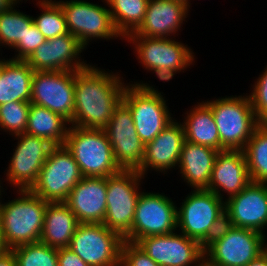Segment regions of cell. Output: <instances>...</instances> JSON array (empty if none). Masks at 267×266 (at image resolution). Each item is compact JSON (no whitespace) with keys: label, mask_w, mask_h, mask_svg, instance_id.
<instances>
[{"label":"cell","mask_w":267,"mask_h":266,"mask_svg":"<svg viewBox=\"0 0 267 266\" xmlns=\"http://www.w3.org/2000/svg\"><path fill=\"white\" fill-rule=\"evenodd\" d=\"M69 121L58 113L33 104L30 105L25 132L47 139L53 145H64L69 130Z\"/></svg>","instance_id":"83f0119b"},{"label":"cell","mask_w":267,"mask_h":266,"mask_svg":"<svg viewBox=\"0 0 267 266\" xmlns=\"http://www.w3.org/2000/svg\"><path fill=\"white\" fill-rule=\"evenodd\" d=\"M82 178L71 152L65 145H54L30 190L46 202H65Z\"/></svg>","instance_id":"30bf717a"},{"label":"cell","mask_w":267,"mask_h":266,"mask_svg":"<svg viewBox=\"0 0 267 266\" xmlns=\"http://www.w3.org/2000/svg\"><path fill=\"white\" fill-rule=\"evenodd\" d=\"M0 266H17L12 250L6 249L0 254Z\"/></svg>","instance_id":"f35d334b"},{"label":"cell","mask_w":267,"mask_h":266,"mask_svg":"<svg viewBox=\"0 0 267 266\" xmlns=\"http://www.w3.org/2000/svg\"><path fill=\"white\" fill-rule=\"evenodd\" d=\"M246 266H267V250Z\"/></svg>","instance_id":"ab89813d"},{"label":"cell","mask_w":267,"mask_h":266,"mask_svg":"<svg viewBox=\"0 0 267 266\" xmlns=\"http://www.w3.org/2000/svg\"><path fill=\"white\" fill-rule=\"evenodd\" d=\"M38 3L42 13L33 17V22L47 40L69 33L64 12L56 0H39Z\"/></svg>","instance_id":"4dcf8cb0"},{"label":"cell","mask_w":267,"mask_h":266,"mask_svg":"<svg viewBox=\"0 0 267 266\" xmlns=\"http://www.w3.org/2000/svg\"><path fill=\"white\" fill-rule=\"evenodd\" d=\"M30 102H7L0 105V129L11 135L24 133L27 127Z\"/></svg>","instance_id":"836d02e7"},{"label":"cell","mask_w":267,"mask_h":266,"mask_svg":"<svg viewBox=\"0 0 267 266\" xmlns=\"http://www.w3.org/2000/svg\"><path fill=\"white\" fill-rule=\"evenodd\" d=\"M136 244L159 266H190L204 260V247L182 233L147 236Z\"/></svg>","instance_id":"e0dca14e"},{"label":"cell","mask_w":267,"mask_h":266,"mask_svg":"<svg viewBox=\"0 0 267 266\" xmlns=\"http://www.w3.org/2000/svg\"><path fill=\"white\" fill-rule=\"evenodd\" d=\"M124 238L103 223H80L68 246L89 266H121Z\"/></svg>","instance_id":"8fae6325"},{"label":"cell","mask_w":267,"mask_h":266,"mask_svg":"<svg viewBox=\"0 0 267 266\" xmlns=\"http://www.w3.org/2000/svg\"><path fill=\"white\" fill-rule=\"evenodd\" d=\"M251 181L267 183V126L261 123L243 150Z\"/></svg>","instance_id":"f546056e"},{"label":"cell","mask_w":267,"mask_h":266,"mask_svg":"<svg viewBox=\"0 0 267 266\" xmlns=\"http://www.w3.org/2000/svg\"><path fill=\"white\" fill-rule=\"evenodd\" d=\"M250 182L251 178L243 151L222 150L217 153L209 182V191L223 199L222 191L227 193L229 198L240 193Z\"/></svg>","instance_id":"7402d4cb"},{"label":"cell","mask_w":267,"mask_h":266,"mask_svg":"<svg viewBox=\"0 0 267 266\" xmlns=\"http://www.w3.org/2000/svg\"><path fill=\"white\" fill-rule=\"evenodd\" d=\"M17 266H58V249L35 242L11 249Z\"/></svg>","instance_id":"d6a6232c"},{"label":"cell","mask_w":267,"mask_h":266,"mask_svg":"<svg viewBox=\"0 0 267 266\" xmlns=\"http://www.w3.org/2000/svg\"><path fill=\"white\" fill-rule=\"evenodd\" d=\"M265 242V234L225 223L204 246V259L213 266H246L267 250Z\"/></svg>","instance_id":"5b68a950"},{"label":"cell","mask_w":267,"mask_h":266,"mask_svg":"<svg viewBox=\"0 0 267 266\" xmlns=\"http://www.w3.org/2000/svg\"><path fill=\"white\" fill-rule=\"evenodd\" d=\"M15 136L19 140L10 159L6 180L19 190H30L37 182L39 172L54 145L47 139L26 132Z\"/></svg>","instance_id":"9a60e30c"},{"label":"cell","mask_w":267,"mask_h":266,"mask_svg":"<svg viewBox=\"0 0 267 266\" xmlns=\"http://www.w3.org/2000/svg\"><path fill=\"white\" fill-rule=\"evenodd\" d=\"M0 13V46L13 48L19 41H23L24 34L33 23V17L14 9Z\"/></svg>","instance_id":"1f68e13d"},{"label":"cell","mask_w":267,"mask_h":266,"mask_svg":"<svg viewBox=\"0 0 267 266\" xmlns=\"http://www.w3.org/2000/svg\"><path fill=\"white\" fill-rule=\"evenodd\" d=\"M125 39L135 44L139 63H142L146 70L154 71L161 81L171 80L177 72L194 62L192 49L169 37H144L130 33Z\"/></svg>","instance_id":"ba28073f"},{"label":"cell","mask_w":267,"mask_h":266,"mask_svg":"<svg viewBox=\"0 0 267 266\" xmlns=\"http://www.w3.org/2000/svg\"><path fill=\"white\" fill-rule=\"evenodd\" d=\"M64 145L83 177H108L122 170L114 159L112 145L104 129L71 125Z\"/></svg>","instance_id":"277c9868"},{"label":"cell","mask_w":267,"mask_h":266,"mask_svg":"<svg viewBox=\"0 0 267 266\" xmlns=\"http://www.w3.org/2000/svg\"><path fill=\"white\" fill-rule=\"evenodd\" d=\"M122 102L130 109L137 134L145 145L173 121L163 95L143 81L126 85Z\"/></svg>","instance_id":"52a82bcc"},{"label":"cell","mask_w":267,"mask_h":266,"mask_svg":"<svg viewBox=\"0 0 267 266\" xmlns=\"http://www.w3.org/2000/svg\"><path fill=\"white\" fill-rule=\"evenodd\" d=\"M214 148L184 141L178 162L180 174L194 190L209 189L216 155Z\"/></svg>","instance_id":"cb8c5ba5"},{"label":"cell","mask_w":267,"mask_h":266,"mask_svg":"<svg viewBox=\"0 0 267 266\" xmlns=\"http://www.w3.org/2000/svg\"><path fill=\"white\" fill-rule=\"evenodd\" d=\"M47 39L39 31L37 26L32 23L30 29L26 30L23 41H19L13 49L18 52L12 59L26 61L33 52Z\"/></svg>","instance_id":"d590c367"},{"label":"cell","mask_w":267,"mask_h":266,"mask_svg":"<svg viewBox=\"0 0 267 266\" xmlns=\"http://www.w3.org/2000/svg\"><path fill=\"white\" fill-rule=\"evenodd\" d=\"M245 96L205 101L211 107L222 150L243 151L255 129L261 124L256 118L249 96Z\"/></svg>","instance_id":"8992f818"},{"label":"cell","mask_w":267,"mask_h":266,"mask_svg":"<svg viewBox=\"0 0 267 266\" xmlns=\"http://www.w3.org/2000/svg\"><path fill=\"white\" fill-rule=\"evenodd\" d=\"M19 0H0V13L9 10L13 5H17Z\"/></svg>","instance_id":"60d3db41"},{"label":"cell","mask_w":267,"mask_h":266,"mask_svg":"<svg viewBox=\"0 0 267 266\" xmlns=\"http://www.w3.org/2000/svg\"><path fill=\"white\" fill-rule=\"evenodd\" d=\"M17 199L0 200V231L6 249L40 241L48 202L31 190L17 189Z\"/></svg>","instance_id":"7a4b0ae2"},{"label":"cell","mask_w":267,"mask_h":266,"mask_svg":"<svg viewBox=\"0 0 267 266\" xmlns=\"http://www.w3.org/2000/svg\"><path fill=\"white\" fill-rule=\"evenodd\" d=\"M85 47L70 33L41 44L26 63L34 71H79L89 64L79 59Z\"/></svg>","instance_id":"d6986e66"},{"label":"cell","mask_w":267,"mask_h":266,"mask_svg":"<svg viewBox=\"0 0 267 266\" xmlns=\"http://www.w3.org/2000/svg\"><path fill=\"white\" fill-rule=\"evenodd\" d=\"M111 73L90 64L75 71L74 113L69 125L93 129L107 126L126 85L119 74Z\"/></svg>","instance_id":"6da1fadb"},{"label":"cell","mask_w":267,"mask_h":266,"mask_svg":"<svg viewBox=\"0 0 267 266\" xmlns=\"http://www.w3.org/2000/svg\"><path fill=\"white\" fill-rule=\"evenodd\" d=\"M185 141L183 125L176 120L167 125L151 142L145 145V154L138 172L145 178L147 170L168 172L178 166ZM149 168V169H148Z\"/></svg>","instance_id":"44dd1931"},{"label":"cell","mask_w":267,"mask_h":266,"mask_svg":"<svg viewBox=\"0 0 267 266\" xmlns=\"http://www.w3.org/2000/svg\"><path fill=\"white\" fill-rule=\"evenodd\" d=\"M121 266H159L136 243L124 241L121 248Z\"/></svg>","instance_id":"8d00e7d4"},{"label":"cell","mask_w":267,"mask_h":266,"mask_svg":"<svg viewBox=\"0 0 267 266\" xmlns=\"http://www.w3.org/2000/svg\"><path fill=\"white\" fill-rule=\"evenodd\" d=\"M1 72H2V60L0 59V76H1Z\"/></svg>","instance_id":"f6af8a7d"},{"label":"cell","mask_w":267,"mask_h":266,"mask_svg":"<svg viewBox=\"0 0 267 266\" xmlns=\"http://www.w3.org/2000/svg\"><path fill=\"white\" fill-rule=\"evenodd\" d=\"M61 6L68 32L86 48L94 39L122 37L116 30L108 8L82 0L57 1Z\"/></svg>","instance_id":"4fadbf2b"},{"label":"cell","mask_w":267,"mask_h":266,"mask_svg":"<svg viewBox=\"0 0 267 266\" xmlns=\"http://www.w3.org/2000/svg\"><path fill=\"white\" fill-rule=\"evenodd\" d=\"M264 71L255 82L251 94L248 95L260 123L267 120V66Z\"/></svg>","instance_id":"e575fe53"},{"label":"cell","mask_w":267,"mask_h":266,"mask_svg":"<svg viewBox=\"0 0 267 266\" xmlns=\"http://www.w3.org/2000/svg\"><path fill=\"white\" fill-rule=\"evenodd\" d=\"M79 223H103L107 206V177H83L65 201Z\"/></svg>","instance_id":"ffe728a7"},{"label":"cell","mask_w":267,"mask_h":266,"mask_svg":"<svg viewBox=\"0 0 267 266\" xmlns=\"http://www.w3.org/2000/svg\"><path fill=\"white\" fill-rule=\"evenodd\" d=\"M5 250H6V248L3 244L2 237H1V231H0V254H2Z\"/></svg>","instance_id":"b9f144b4"},{"label":"cell","mask_w":267,"mask_h":266,"mask_svg":"<svg viewBox=\"0 0 267 266\" xmlns=\"http://www.w3.org/2000/svg\"><path fill=\"white\" fill-rule=\"evenodd\" d=\"M149 0H104L116 30L124 39L143 22Z\"/></svg>","instance_id":"f1b7e54d"},{"label":"cell","mask_w":267,"mask_h":266,"mask_svg":"<svg viewBox=\"0 0 267 266\" xmlns=\"http://www.w3.org/2000/svg\"><path fill=\"white\" fill-rule=\"evenodd\" d=\"M0 185H1V183H0ZM1 188H2V186H0V195L2 194L1 192H3ZM0 198H1V196H0Z\"/></svg>","instance_id":"bcb514c9"},{"label":"cell","mask_w":267,"mask_h":266,"mask_svg":"<svg viewBox=\"0 0 267 266\" xmlns=\"http://www.w3.org/2000/svg\"><path fill=\"white\" fill-rule=\"evenodd\" d=\"M228 225L264 234L267 227V183L251 181L240 193L225 200Z\"/></svg>","instance_id":"ac0fdd59"},{"label":"cell","mask_w":267,"mask_h":266,"mask_svg":"<svg viewBox=\"0 0 267 266\" xmlns=\"http://www.w3.org/2000/svg\"><path fill=\"white\" fill-rule=\"evenodd\" d=\"M34 70L22 60L2 59L0 105L7 102H30Z\"/></svg>","instance_id":"484cf974"},{"label":"cell","mask_w":267,"mask_h":266,"mask_svg":"<svg viewBox=\"0 0 267 266\" xmlns=\"http://www.w3.org/2000/svg\"><path fill=\"white\" fill-rule=\"evenodd\" d=\"M116 163L124 170H137L144 159L145 144L139 138L130 109L121 101L104 128Z\"/></svg>","instance_id":"2e32d148"},{"label":"cell","mask_w":267,"mask_h":266,"mask_svg":"<svg viewBox=\"0 0 267 266\" xmlns=\"http://www.w3.org/2000/svg\"><path fill=\"white\" fill-rule=\"evenodd\" d=\"M79 224L65 202H48L40 242L57 249L68 247Z\"/></svg>","instance_id":"d4e9b609"},{"label":"cell","mask_w":267,"mask_h":266,"mask_svg":"<svg viewBox=\"0 0 267 266\" xmlns=\"http://www.w3.org/2000/svg\"><path fill=\"white\" fill-rule=\"evenodd\" d=\"M188 12L189 7L178 1L149 0L143 22L133 34L167 38L180 30Z\"/></svg>","instance_id":"603a6c76"},{"label":"cell","mask_w":267,"mask_h":266,"mask_svg":"<svg viewBox=\"0 0 267 266\" xmlns=\"http://www.w3.org/2000/svg\"><path fill=\"white\" fill-rule=\"evenodd\" d=\"M177 228V206L163 193L141 192L131 231L124 241L136 243L147 236L165 235Z\"/></svg>","instance_id":"7c38bea8"},{"label":"cell","mask_w":267,"mask_h":266,"mask_svg":"<svg viewBox=\"0 0 267 266\" xmlns=\"http://www.w3.org/2000/svg\"><path fill=\"white\" fill-rule=\"evenodd\" d=\"M58 266H89L68 247L58 249Z\"/></svg>","instance_id":"74e56055"},{"label":"cell","mask_w":267,"mask_h":266,"mask_svg":"<svg viewBox=\"0 0 267 266\" xmlns=\"http://www.w3.org/2000/svg\"><path fill=\"white\" fill-rule=\"evenodd\" d=\"M143 178L138 170L124 169L107 177V206L103 224L123 238L131 231Z\"/></svg>","instance_id":"9c48e42d"},{"label":"cell","mask_w":267,"mask_h":266,"mask_svg":"<svg viewBox=\"0 0 267 266\" xmlns=\"http://www.w3.org/2000/svg\"><path fill=\"white\" fill-rule=\"evenodd\" d=\"M226 223L225 202L207 189L192 190L177 208V228L203 247Z\"/></svg>","instance_id":"3957f363"},{"label":"cell","mask_w":267,"mask_h":266,"mask_svg":"<svg viewBox=\"0 0 267 266\" xmlns=\"http://www.w3.org/2000/svg\"><path fill=\"white\" fill-rule=\"evenodd\" d=\"M174 1L181 2V3L185 4L186 6L190 7V5H189L190 2H189V0H174Z\"/></svg>","instance_id":"ee69618b"},{"label":"cell","mask_w":267,"mask_h":266,"mask_svg":"<svg viewBox=\"0 0 267 266\" xmlns=\"http://www.w3.org/2000/svg\"><path fill=\"white\" fill-rule=\"evenodd\" d=\"M195 266H213V265L209 264V263L204 259L202 262L198 263V264L195 265Z\"/></svg>","instance_id":"7bdbcfd3"},{"label":"cell","mask_w":267,"mask_h":266,"mask_svg":"<svg viewBox=\"0 0 267 266\" xmlns=\"http://www.w3.org/2000/svg\"><path fill=\"white\" fill-rule=\"evenodd\" d=\"M182 122L185 140L222 151L218 128L213 118L211 107L206 103H198L188 111Z\"/></svg>","instance_id":"4316f807"},{"label":"cell","mask_w":267,"mask_h":266,"mask_svg":"<svg viewBox=\"0 0 267 266\" xmlns=\"http://www.w3.org/2000/svg\"><path fill=\"white\" fill-rule=\"evenodd\" d=\"M75 71H35L30 103L58 113L69 122L73 119Z\"/></svg>","instance_id":"5bb4252c"}]
</instances>
